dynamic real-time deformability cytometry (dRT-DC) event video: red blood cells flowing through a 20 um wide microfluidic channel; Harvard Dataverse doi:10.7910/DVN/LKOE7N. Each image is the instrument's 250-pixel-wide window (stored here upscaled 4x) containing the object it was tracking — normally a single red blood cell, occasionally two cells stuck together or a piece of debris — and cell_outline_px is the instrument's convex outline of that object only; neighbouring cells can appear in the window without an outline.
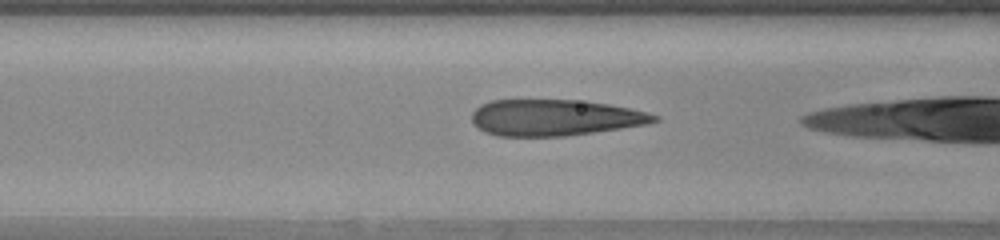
{"species": "human", "species_latin": "Homo sapiens", "temperature_condition": "warm", "stored_images_in_passage": 4, "camera_frame_rate_fps": 3000, "um_per_image_px": 0.085, "donor": {"sex": "female"}, "frame": {"image": 1, "passage_image": 3, "time_ms": 0.667, "image_size_px": [1000, 240], "cell_outline_px": [[660, 120], [648, 124], [564, 136], [496, 136], [484, 132], [476, 128], [472, 124], [472, 112], [480, 104], [492, 100], [576, 100], [608, 104], [648, 112], [660, 116]], "centroid_in_image_um": [47.12, 10.0], "position_along_channel_um": 119.5, "area_um2": 38.61}}